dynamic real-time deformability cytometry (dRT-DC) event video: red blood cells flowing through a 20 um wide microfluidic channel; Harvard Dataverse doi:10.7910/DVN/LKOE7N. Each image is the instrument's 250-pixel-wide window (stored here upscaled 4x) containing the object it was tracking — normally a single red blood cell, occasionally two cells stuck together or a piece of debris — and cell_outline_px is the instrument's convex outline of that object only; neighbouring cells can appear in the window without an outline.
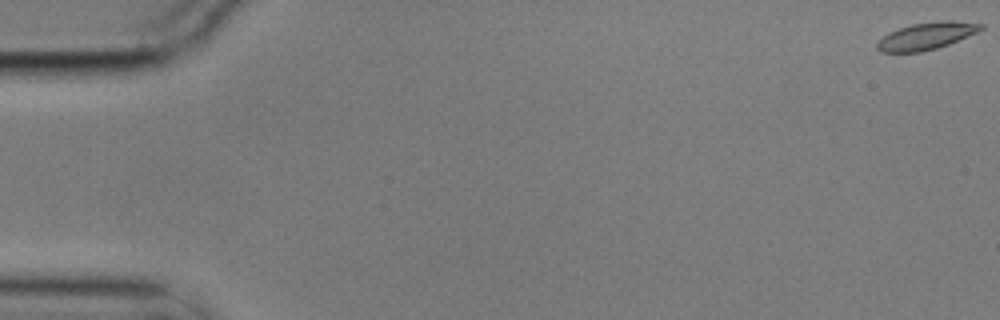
{"species": "common noctule bat (a hibernating species)", "species_latin": "Nyctalus noctula", "temperature_condition": "cold", "stored_images_in_passage": 15, "camera_frame_rate_fps": 3000, "um_per_image_px": 0.085, "animal": {"sex": "male", "body_mass_g": 17.9}, "frame": {"image": 1, "passage_image": 1, "time_ms": 0.0, "image_size_px": [1000, 320], "cell_outline_px": [[984, 28], [976, 32], [948, 44], [936, 48], [920, 52], [880, 52], [876, 48], [876, 44], [888, 32], [912, 24], [944, 20], [952, 20], [984, 24]], "centroid_in_image_um": [78.73, 3.05], "position_along_channel_um": 6.3, "area_um2": 16.18}}
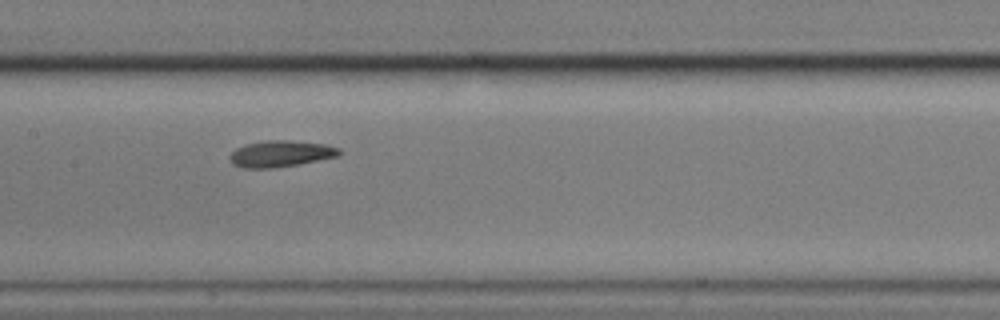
{"frame": {"image": 2, "passage_image": 8, "time_ms": 2.333, "image_size_px": [1000, 320], "cell_outline_px": [[340, 156], [296, 164], [272, 168], [240, 168], [232, 164], [228, 156], [236, 148], [248, 144], [268, 140], [288, 140], [324, 144], [340, 148]], "centroid_in_image_um": [23.83, 13.07], "position_along_channel_um": 183.6, "area_um2": 16.7}}
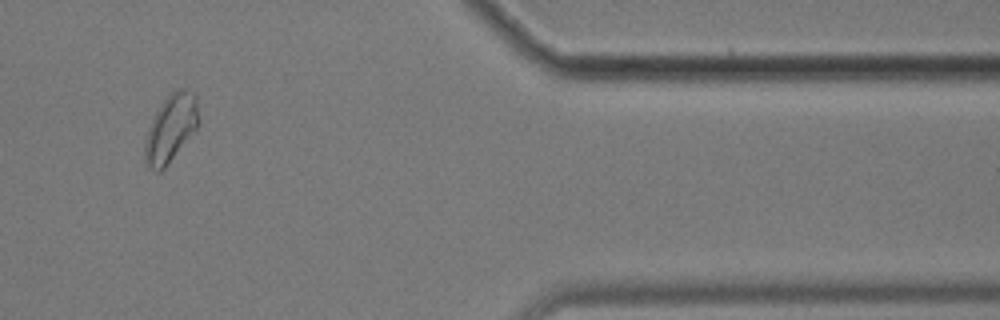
{"frame": {"image": 3, "passage_image": 13, "time_ms": 4.0, "image_size_px": [1000, 320], "cell_outline_px": [[200, 124], [168, 164], [160, 172], [156, 172], [148, 168], [144, 160], [144, 140], [148, 128], [156, 112], [168, 92], [176, 88], [188, 88], [196, 96], [200, 120]], "centroid_in_image_um": [14.52, 10.88], "position_along_channel_um": 396.9, "area_um2": 21.62}}